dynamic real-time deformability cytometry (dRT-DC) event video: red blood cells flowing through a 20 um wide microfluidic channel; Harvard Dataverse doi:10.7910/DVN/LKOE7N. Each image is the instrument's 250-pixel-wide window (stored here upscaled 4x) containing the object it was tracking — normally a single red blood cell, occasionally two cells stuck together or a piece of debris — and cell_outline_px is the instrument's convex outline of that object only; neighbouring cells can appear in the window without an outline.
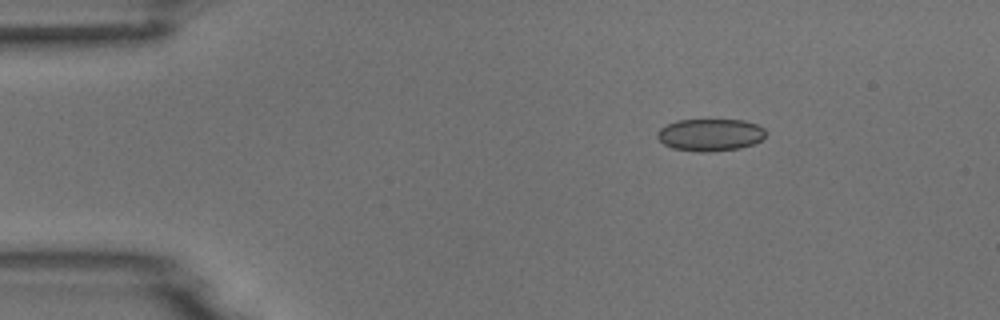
{"species": "common noctule bat (a hibernating species)", "species_latin": "Nyctalus noctula", "temperature_condition": "room temperature", "stored_images_in_passage": 3, "camera_frame_rate_fps": 3000, "um_per_image_px": 0.085, "animal": {"sex": "male", "body_mass_g": 18.8}, "frame": {"image": 1, "passage_image": 1, "time_ms": 0.0, "image_size_px": [1000, 320], "cell_outline_px": [[764, 136], [760, 140], [752, 144], [740, 148], [712, 152], [700, 152], [672, 148], [664, 144], [656, 136], [656, 132], [660, 128], [676, 120], [744, 120], [756, 124], [764, 128]], "centroid_in_image_um": [60.34, 11.46], "position_along_channel_um": 24.7, "area_um2": 20.35}}